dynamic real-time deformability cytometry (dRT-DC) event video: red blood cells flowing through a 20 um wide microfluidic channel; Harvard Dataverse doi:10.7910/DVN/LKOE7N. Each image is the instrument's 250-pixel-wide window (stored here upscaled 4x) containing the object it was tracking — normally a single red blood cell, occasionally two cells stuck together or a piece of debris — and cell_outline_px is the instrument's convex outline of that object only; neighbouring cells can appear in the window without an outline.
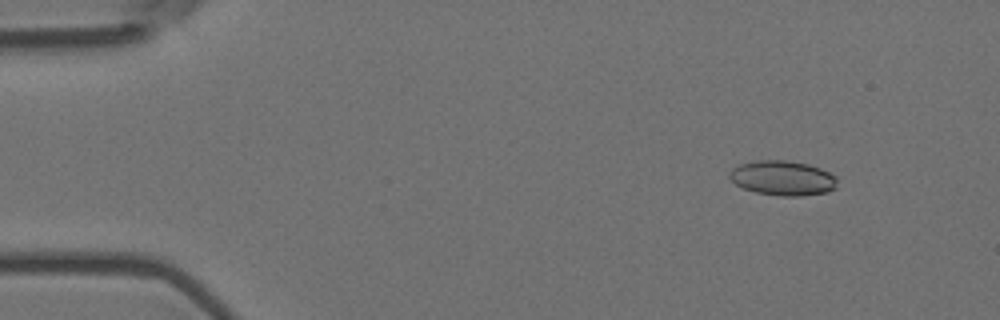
{"species": "Egyptian fruit bat (a non-hibernating species)", "species_latin": "Rousettus aegyptiacus", "temperature_condition": "room temperature", "stored_images_in_passage": 6, "camera_frame_rate_fps": 3000, "um_per_image_px": 0.085, "animal": {"sex": "female"}, "frame": {"image": 1, "passage_image": 2, "time_ms": 0.333, "image_size_px": [1000, 320], "cell_outline_px": [[836, 188], [828, 192], [804, 196], [780, 196], [756, 192], [744, 188], [736, 184], [728, 176], [728, 172], [732, 168], [740, 164], [756, 160], [784, 160], [808, 164], [820, 168], [836, 176]], "centroid_in_image_um": [66.53, 15.14], "position_along_channel_um": 18.5, "area_um2": 21.91}}
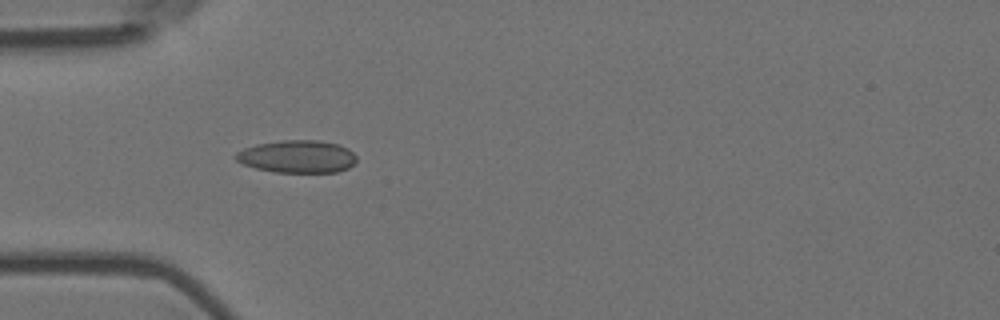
{"frame": {"image": 2, "passage_image": 5, "time_ms": 1.333, "image_size_px": [1000, 320], "cell_outline_px": [[356, 160], [348, 168], [336, 172], [276, 172], [256, 168], [244, 164], [236, 160], [232, 156], [236, 152], [244, 148], [256, 144], [280, 140], [316, 140], [340, 144], [348, 148], [356, 156]], "centroid_in_image_um": [25.25, 13.29], "position_along_channel_um": 59.8, "area_um2": 23.0}}
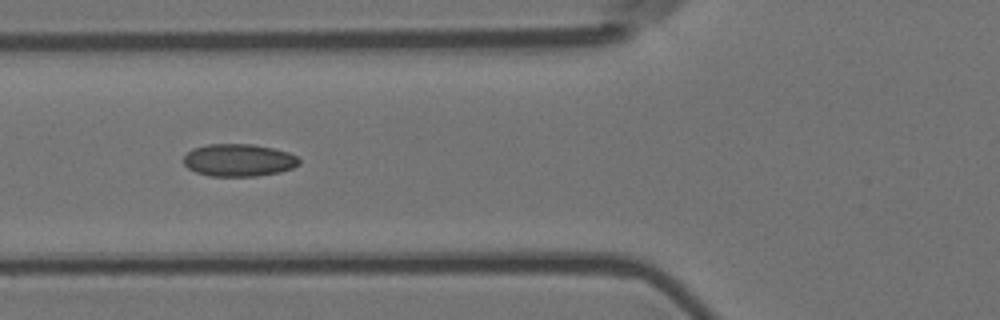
{"frame": {"image": 3, "passage_image": 6, "time_ms": 1.667, "image_size_px": [1000, 320], "cell_outline_px": [[300, 164], [292, 168], [280, 172], [256, 176], [208, 176], [196, 172], [188, 168], [184, 164], [184, 156], [192, 148], [208, 144], [252, 144], [272, 148], [288, 152], [296, 156], [300, 160]], "centroid_in_image_um": [20.28, 13.61], "position_along_channel_um": 105.5, "area_um2": 21.91}}